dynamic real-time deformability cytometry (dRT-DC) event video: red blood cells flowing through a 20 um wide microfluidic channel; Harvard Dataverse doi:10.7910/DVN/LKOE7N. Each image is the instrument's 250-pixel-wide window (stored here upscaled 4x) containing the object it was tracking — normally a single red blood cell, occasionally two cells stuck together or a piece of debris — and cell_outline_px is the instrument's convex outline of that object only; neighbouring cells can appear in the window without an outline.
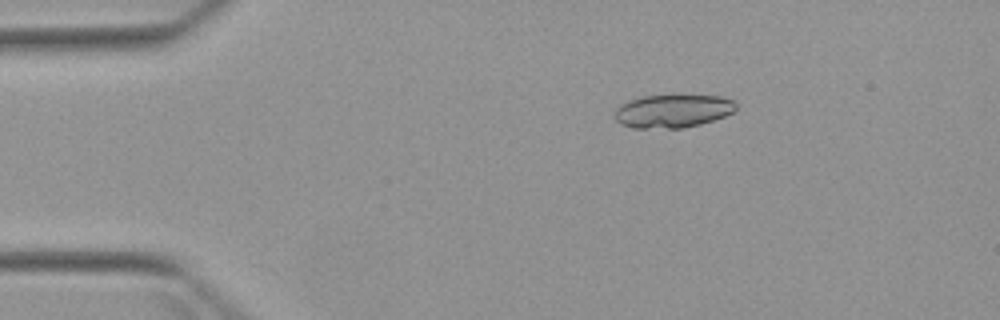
{"species": "Egyptian fruit bat (a non-hibernating species)", "species_latin": "Rousettus aegyptiacus", "temperature_condition": "warm", "stored_images_in_passage": 6, "camera_frame_rate_fps": 3000, "um_per_image_px": 0.085, "animal": {"sex": "female"}, "frame": {"image": 1, "passage_image": 3, "time_ms": 2.333, "image_size_px": [1000, 320], "cell_outline_px": [[736, 108], [732, 112], [724, 116], [700, 124], [684, 128], [632, 128], [620, 124], [616, 120], [616, 108], [620, 104], [628, 100], [644, 96], [720, 96], [732, 100], [736, 104]], "centroid_in_image_um": [57.15, 9.45], "position_along_channel_um": 27.8, "area_um2": 23.24}}
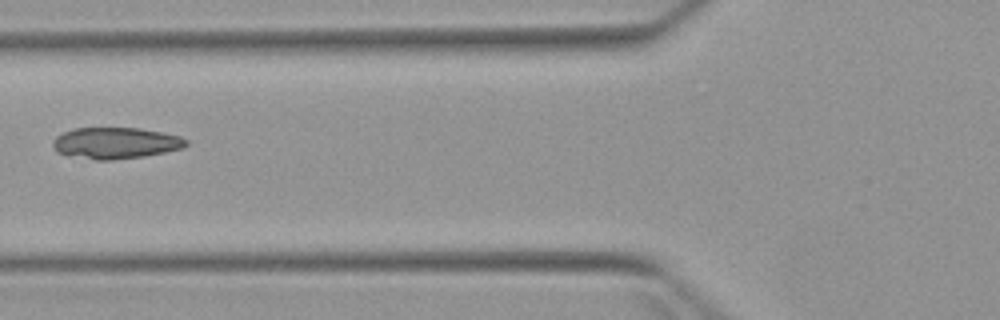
{"frame": {"image": 2, "passage_image": 6, "time_ms": 6.0, "image_size_px": [1000, 320], "cell_outline_px": [[188, 144], [184, 148], [144, 156], [112, 160], [96, 160], [68, 156], [56, 152], [52, 144], [52, 140], [56, 136], [72, 128], [140, 128], [180, 136], [188, 140]], "centroid_in_image_um": [9.8, 12.16], "position_along_channel_um": 116.0, "area_um2": 24.51}}